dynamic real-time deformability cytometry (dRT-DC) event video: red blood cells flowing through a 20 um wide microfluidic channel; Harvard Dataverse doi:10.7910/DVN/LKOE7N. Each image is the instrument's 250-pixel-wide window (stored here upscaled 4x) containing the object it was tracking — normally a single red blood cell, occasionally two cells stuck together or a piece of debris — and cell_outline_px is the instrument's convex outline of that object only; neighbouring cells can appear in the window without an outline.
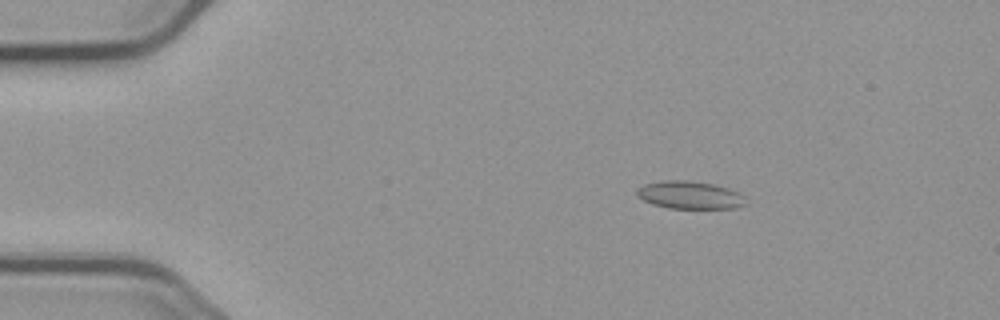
{"species": "common noctule bat (a hibernating species)", "species_latin": "Nyctalus noctula", "temperature_condition": "cold", "stored_images_in_passage": 57, "camera_frame_rate_fps": 3000, "um_per_image_px": 0.085, "animal": {"sex": "male", "body_mass_g": 23.1, "forearm_length_mm": 52.7}, "frame": {"image": 1, "passage_image": 10, "time_ms": 3.0, "image_size_px": [1000, 320], "cell_outline_px": [[748, 204], [736, 208], [668, 208], [652, 204], [636, 196], [636, 188], [644, 184], [664, 180], [688, 180], [712, 184], [728, 188], [744, 196]], "centroid_in_image_um": [58.61, 16.58], "position_along_channel_um": 26.4, "area_um2": 17.69}}
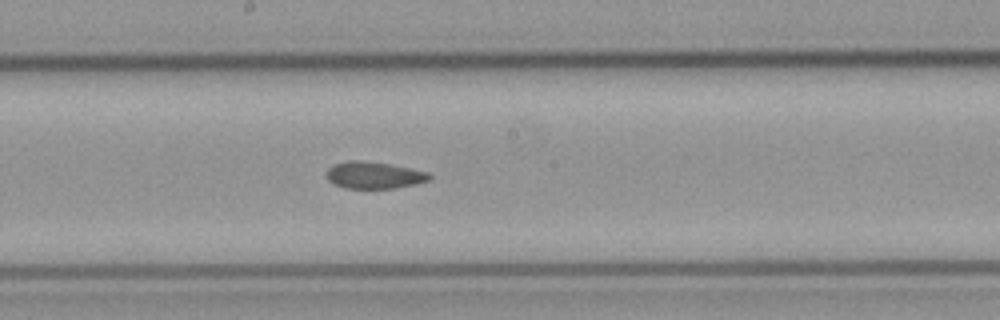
{"frame": {"image": 2, "passage_image": 31, "time_ms": 10.0, "image_size_px": [1000, 320], "cell_outline_px": [[432, 176], [428, 180], [416, 184], [396, 188], [344, 188], [332, 184], [328, 180], [328, 168], [332, 164], [348, 160], [360, 160], [388, 164], [428, 172]], "centroid_in_image_um": [31.76, 14.89], "position_along_channel_um": 216.4, "area_um2": 16.07}}
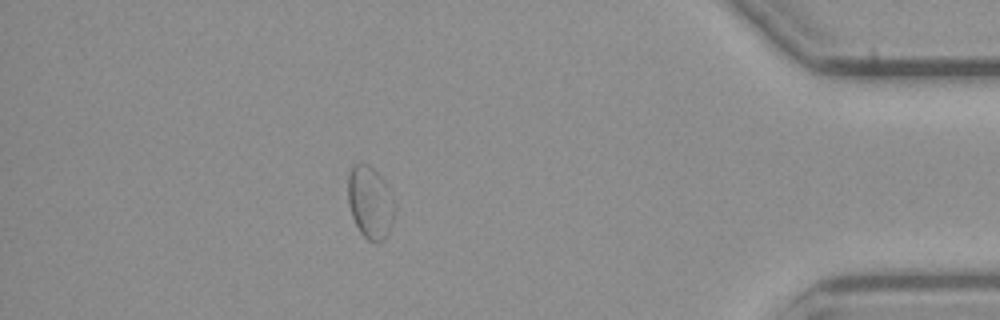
{"frame": {"image": 3, "passage_image": 50, "time_ms": 16.333, "image_size_px": [1000, 320], "cell_outline_px": [[396, 208], [392, 224], [384, 240], [380, 244], [376, 244], [368, 240], [360, 232], [352, 216], [348, 204], [348, 176], [352, 164], [368, 164], [384, 180], [396, 204]], "centroid_in_image_um": [31.48, 17.24], "position_along_channel_um": 403.7, "area_um2": 19.94}, "authors_computed_cell_mechanics": {"area_um2": 17.5134, "velocity_mm_per_s": 3.6785, "shape_relaxation_time_tau1_ms": null, "shape_relaxation_time_tau2_ms": 2.0647, "deformation_change_tau1": null, "deformation_change_tau2": 0.0583}}